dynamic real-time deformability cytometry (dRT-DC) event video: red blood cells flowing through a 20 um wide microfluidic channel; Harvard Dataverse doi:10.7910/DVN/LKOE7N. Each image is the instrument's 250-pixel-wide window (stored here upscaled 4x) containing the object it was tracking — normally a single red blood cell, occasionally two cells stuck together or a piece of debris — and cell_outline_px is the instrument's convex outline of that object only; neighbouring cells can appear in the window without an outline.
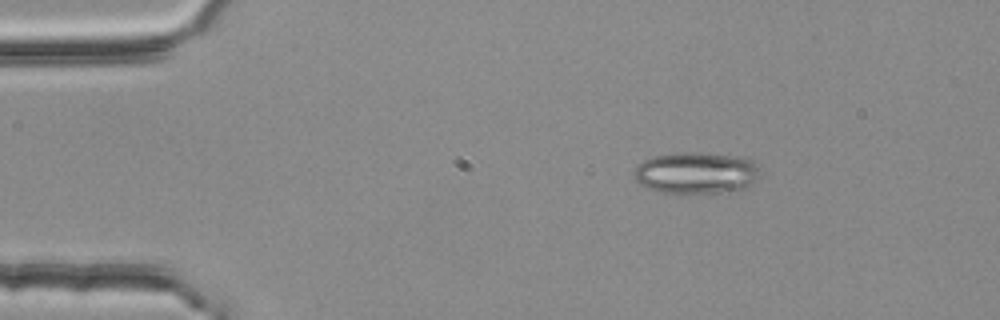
{"species": "common noctule bat (a hibernating species)", "species_latin": "Nyctalus noctula", "temperature_condition": "room temperature", "stored_images_in_passage": 49, "segment_of_instrument_passage": [1, 2], "camera_frame_rate_fps": 3000, "um_per_image_px": 0.085, "animal": {"sex": "female", "body_mass_g": 25.1}, "frame": {"image": 1, "passage_image": 3, "time_ms": 0.667, "image_size_px": [1000, 320], "cell_outline_px": [[756, 180], [748, 188], [724, 196], [660, 192], [648, 188], [640, 184], [636, 180], [636, 168], [644, 160], [652, 156], [676, 152], [700, 152], [732, 156], [752, 160], [756, 164]], "centroid_in_image_um": [59.21, 14.75], "position_along_channel_um": 25.8, "area_um2": 31.33}}